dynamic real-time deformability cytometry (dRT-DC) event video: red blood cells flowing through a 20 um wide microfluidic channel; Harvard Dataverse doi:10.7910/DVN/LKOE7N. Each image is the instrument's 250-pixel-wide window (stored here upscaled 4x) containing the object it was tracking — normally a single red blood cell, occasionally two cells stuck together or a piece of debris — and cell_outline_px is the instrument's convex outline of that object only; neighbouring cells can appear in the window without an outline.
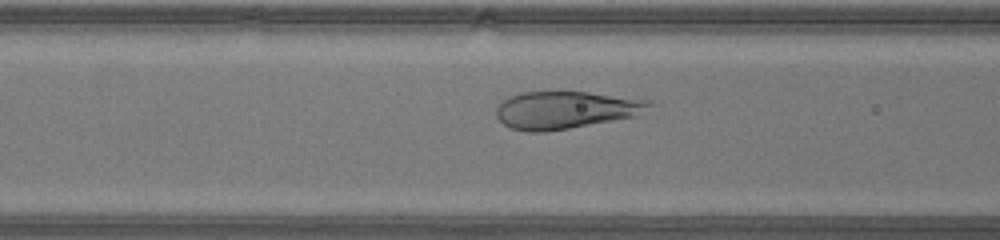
{"species": "human", "species_latin": "Homo sapiens", "temperature_condition": "warm", "stored_images_in_passage": 42, "camera_frame_rate_fps": 3000, "um_per_image_px": 0.085, "donor": {"sex": "male"}, "frame": {"image": 1, "passage_image": 15, "time_ms": 4.667, "image_size_px": [1000, 240], "cell_outline_px": [[656, 104], [636, 116], [568, 128], [544, 132], [528, 132], [512, 128], [504, 124], [496, 116], [496, 108], [508, 96], [520, 92], [588, 92], [652, 100]], "centroid_in_image_um": [48.1, 9.33], "position_along_channel_um": 118.5, "area_um2": 33.35}}
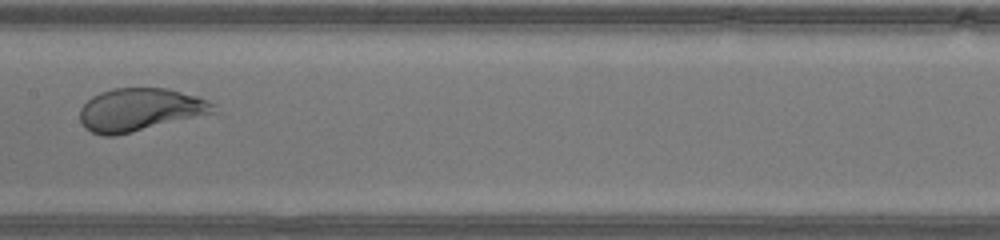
{"frame": {"image": 2, "passage_image": 20, "time_ms": 6.333, "image_size_px": [1000, 240], "cell_outline_px": [[220, 112], [112, 136], [104, 136], [92, 132], [84, 128], [80, 120], [80, 108], [92, 96], [100, 92], [112, 88], [168, 88], [196, 96], [216, 104]], "centroid_in_image_um": [11.92, 9.32], "position_along_channel_um": 195.5, "area_um2": 33.47}}
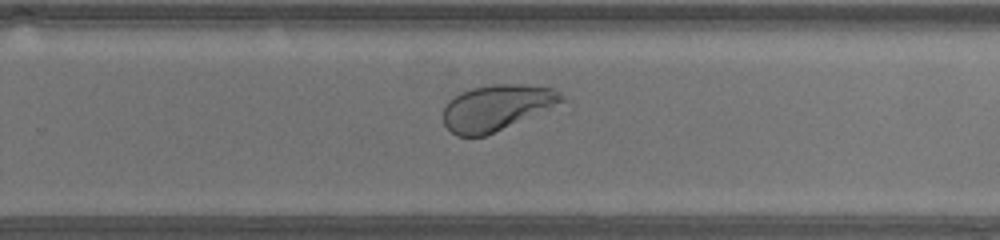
{"frame": {"image": 3, "passage_image": 26, "time_ms": 8.333, "image_size_px": [1000, 240], "cell_outline_px": [[568, 100], [552, 108], [484, 136], [456, 136], [444, 124], [444, 108], [448, 100], [460, 92], [472, 88], [492, 84], [520, 84], [552, 88], [560, 92]], "centroid_in_image_um": [42.24, 9.13], "position_along_channel_um": 287.6, "area_um2": 31.56}}